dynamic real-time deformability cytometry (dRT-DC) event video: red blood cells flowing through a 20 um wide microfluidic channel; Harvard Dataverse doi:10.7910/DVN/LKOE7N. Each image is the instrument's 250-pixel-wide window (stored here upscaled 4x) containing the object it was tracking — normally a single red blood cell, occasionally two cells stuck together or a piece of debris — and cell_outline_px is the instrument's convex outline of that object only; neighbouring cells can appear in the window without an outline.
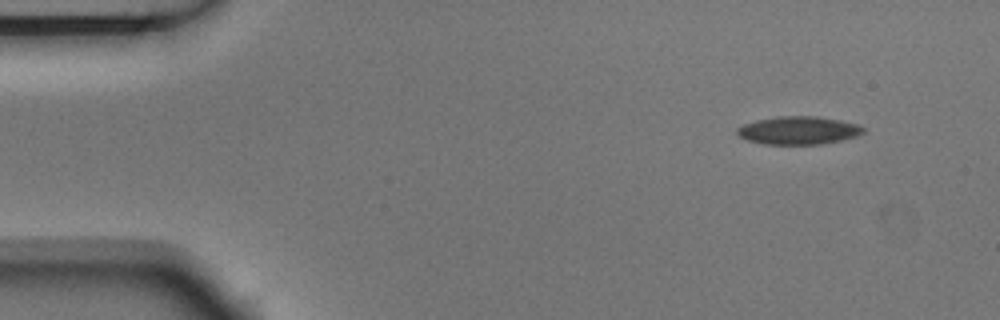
{"species": "Egyptian fruit bat (a non-hibernating species)", "species_latin": "Rousettus aegyptiacus", "temperature_condition": "room temperature", "stored_images_in_passage": 3, "camera_frame_rate_fps": 3000, "um_per_image_px": 0.085, "animal": {"sex": "male"}, "frame": {"image": 1, "passage_image": 1, "time_ms": 0.0, "image_size_px": [1000, 320], "cell_outline_px": [[864, 132], [856, 136], [840, 140], [820, 144], [764, 144], [748, 140], [740, 136], [736, 132], [736, 128], [744, 124], [756, 120], [780, 116], [816, 116], [840, 120], [860, 124], [864, 128]], "centroid_in_image_um": [67.88, 11.07], "position_along_channel_um": 17.1, "area_um2": 20.52}}